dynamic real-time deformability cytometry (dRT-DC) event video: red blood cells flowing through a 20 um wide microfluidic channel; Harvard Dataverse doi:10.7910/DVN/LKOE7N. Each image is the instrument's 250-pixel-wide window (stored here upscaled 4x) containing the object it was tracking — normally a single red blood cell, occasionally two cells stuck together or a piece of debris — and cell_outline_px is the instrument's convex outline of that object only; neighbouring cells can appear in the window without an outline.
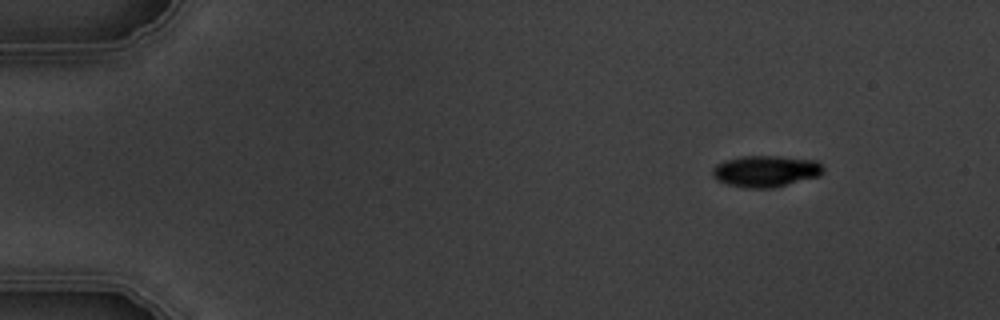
{"species": "common noctule bat (a hibernating species)", "species_latin": "Nyctalus noctula", "temperature_condition": "warm", "stored_images_in_passage": 4, "camera_frame_rate_fps": 3000, "um_per_image_px": 0.085, "animal": {"sex": "male", "body_mass_g": 19.5, "forearm_length_mm": 54.6}, "frame": {"image": 1, "passage_image": 1, "time_ms": 0.0, "image_size_px": [1000, 320], "cell_outline_px": [[824, 172], [820, 176], [772, 188], [748, 188], [728, 184], [716, 180], [712, 176], [712, 168], [716, 164], [724, 160], [744, 156], [780, 156], [816, 160], [824, 168]], "centroid_in_image_um": [65.08, 14.55], "position_along_channel_um": 19.9, "area_um2": 20.4}}
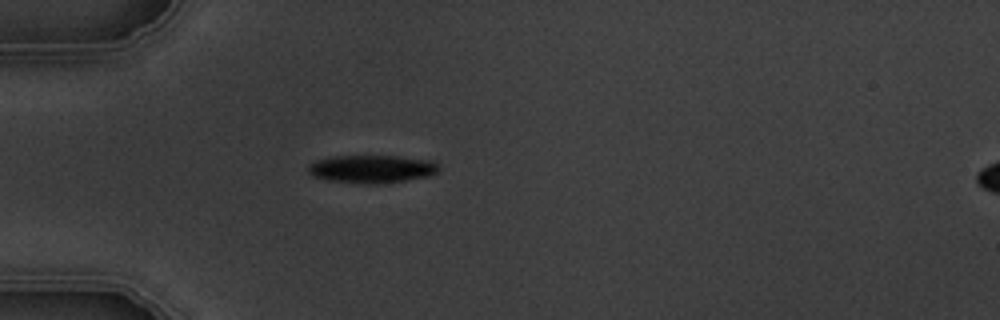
{"frame": {"image": 2, "passage_image": 4, "time_ms": 3.333, "image_size_px": [1000, 320], "cell_outline_px": [[440, 172], [428, 176], [408, 180], [380, 184], [368, 184], [332, 180], [312, 176], [308, 172], [308, 164], [316, 160], [332, 156], [396, 156], [432, 160], [440, 164]], "centroid_in_image_um": [31.66, 14.36], "position_along_channel_um": 53.3, "area_um2": 21.44}}